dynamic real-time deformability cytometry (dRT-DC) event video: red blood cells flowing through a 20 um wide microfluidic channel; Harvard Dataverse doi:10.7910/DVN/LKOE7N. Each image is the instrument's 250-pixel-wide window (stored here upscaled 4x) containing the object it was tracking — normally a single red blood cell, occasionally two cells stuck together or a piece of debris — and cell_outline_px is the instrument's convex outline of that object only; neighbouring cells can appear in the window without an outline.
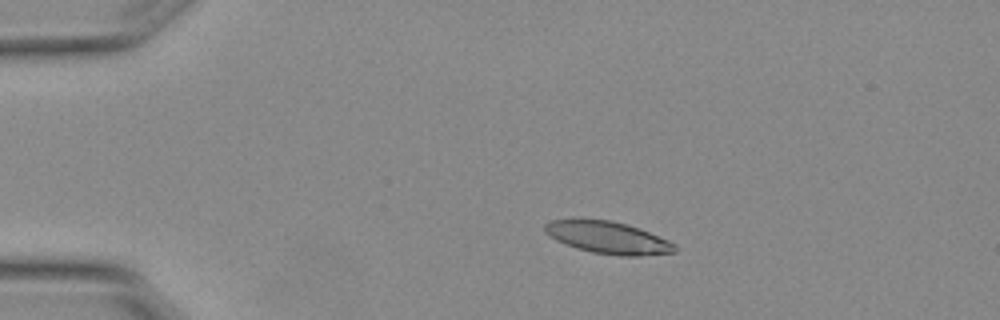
{"species": "Egyptian fruit bat (a non-hibernating species)", "species_latin": "Rousettus aegyptiacus", "temperature_condition": "warm", "stored_images_in_passage": 6, "camera_frame_rate_fps": 3000, "um_per_image_px": 0.085, "animal": {"sex": "female"}, "frame": {"image": 1, "passage_image": 4, "time_ms": 1.0, "image_size_px": [1000, 320], "cell_outline_px": [[676, 252], [640, 256], [620, 256], [592, 252], [576, 248], [556, 240], [548, 236], [544, 232], [544, 224], [548, 220], [576, 216], [580, 216], [612, 220], [628, 224], [640, 228], [668, 240], [676, 244]], "centroid_in_image_um": [51.59, 20.14], "position_along_channel_um": 33.4, "area_um2": 25.37}}
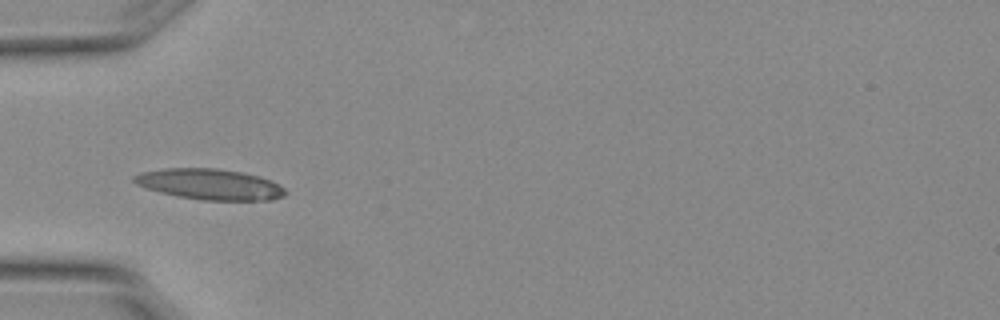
{"frame": {"image": 2, "passage_image": 6, "time_ms": 1.667, "image_size_px": [1000, 320], "cell_outline_px": [[288, 192], [284, 196], [272, 200], [200, 200], [176, 196], [160, 192], [136, 184], [132, 180], [132, 176], [140, 172], [164, 168], [216, 168], [240, 172], [260, 176], [272, 180], [280, 184]], "centroid_in_image_um": [17.85, 15.66], "position_along_channel_um": 67.1, "area_um2": 27.34}}